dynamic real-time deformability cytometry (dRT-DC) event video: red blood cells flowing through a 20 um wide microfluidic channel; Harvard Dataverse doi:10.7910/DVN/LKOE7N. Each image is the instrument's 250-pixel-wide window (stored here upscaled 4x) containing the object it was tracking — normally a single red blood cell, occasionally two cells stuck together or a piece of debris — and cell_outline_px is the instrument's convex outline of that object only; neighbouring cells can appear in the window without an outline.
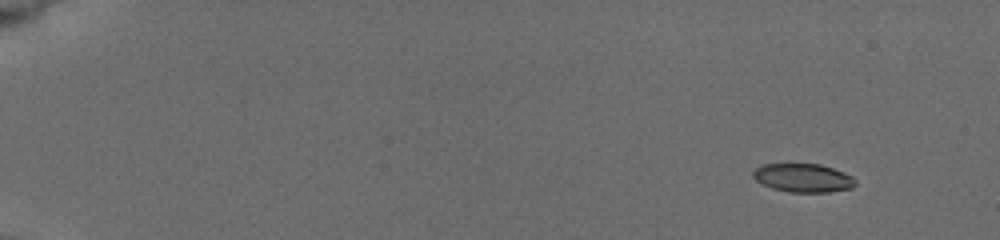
{"species": "common noctule bat (a hibernating species)", "species_latin": "Nyctalus noctula", "temperature_condition": "cold", "stored_images_in_passage": 8, "camera_frame_rate_fps": 3000, "um_per_image_px": 0.085, "animal": {"sex": "female", "body_mass_g": 19.5, "forearm_length_mm": 54.1}, "frame": {"image": 1, "passage_image": 1, "time_ms": 0.0, "image_size_px": [1000, 240], "cell_outline_px": [[856, 184], [852, 188], [828, 192], [788, 192], [772, 188], [756, 180], [752, 176], [752, 172], [756, 168], [764, 164], [820, 164], [844, 172], [852, 176], [856, 180]], "centroid_in_image_um": [68.28, 15.12], "position_along_channel_um": 16.7, "area_um2": 16.99}}
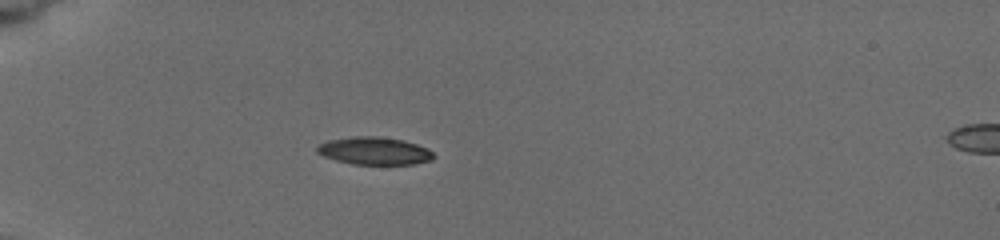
{"frame": {"image": 2, "passage_image": 6, "time_ms": 4.333, "image_size_px": [1000, 240], "cell_outline_px": [[436, 156], [432, 160], [416, 164], [352, 164], [336, 160], [324, 156], [316, 152], [316, 148], [320, 144], [328, 140], [356, 136], [376, 136], [404, 140], [428, 148]], "centroid_in_image_um": [31.85, 12.83], "position_along_channel_um": 53.1, "area_um2": 18.79}}
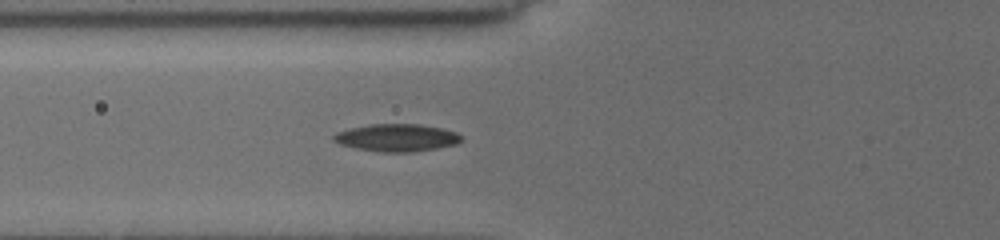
{"frame": {"image": 3, "passage_image": 8, "time_ms": 6.0, "image_size_px": [1000, 240], "cell_outline_px": [[464, 140], [456, 144], [436, 148], [412, 152], [380, 152], [356, 148], [340, 144], [332, 140], [332, 136], [336, 132], [352, 128], [372, 124], [420, 124], [440, 128], [456, 132]], "centroid_in_image_um": [33.72, 11.71], "position_along_channel_um": 92.1, "area_um2": 20.35}}